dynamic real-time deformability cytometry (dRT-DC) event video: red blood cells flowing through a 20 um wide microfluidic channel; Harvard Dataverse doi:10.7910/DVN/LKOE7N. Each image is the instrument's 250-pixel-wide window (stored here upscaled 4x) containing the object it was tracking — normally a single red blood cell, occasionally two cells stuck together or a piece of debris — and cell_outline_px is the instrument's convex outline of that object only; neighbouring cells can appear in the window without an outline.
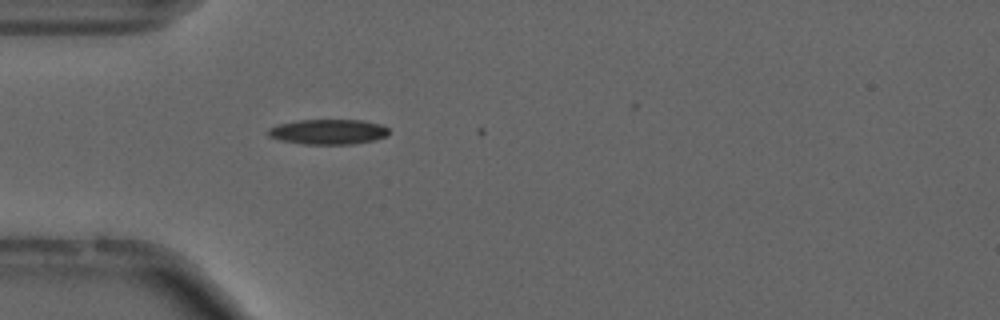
{"species": "common noctule bat (a hibernating species)", "species_latin": "Nyctalus noctula", "temperature_condition": "cold", "stored_images_in_passage": 16, "camera_frame_rate_fps": 3000, "um_per_image_px": 0.085, "animal": {"sex": "male", "forearm_length_mm": 52.5}, "frame": {"image": 1, "passage_image": 15, "time_ms": 4.667, "image_size_px": [1000, 320], "cell_outline_px": [[388, 136], [372, 140], [352, 144], [304, 144], [280, 140], [268, 136], [268, 128], [280, 124], [296, 120], [364, 120], [380, 124], [388, 128]], "centroid_in_image_um": [27.89, 11.2], "position_along_channel_um": 57.1, "area_um2": 17.63}}